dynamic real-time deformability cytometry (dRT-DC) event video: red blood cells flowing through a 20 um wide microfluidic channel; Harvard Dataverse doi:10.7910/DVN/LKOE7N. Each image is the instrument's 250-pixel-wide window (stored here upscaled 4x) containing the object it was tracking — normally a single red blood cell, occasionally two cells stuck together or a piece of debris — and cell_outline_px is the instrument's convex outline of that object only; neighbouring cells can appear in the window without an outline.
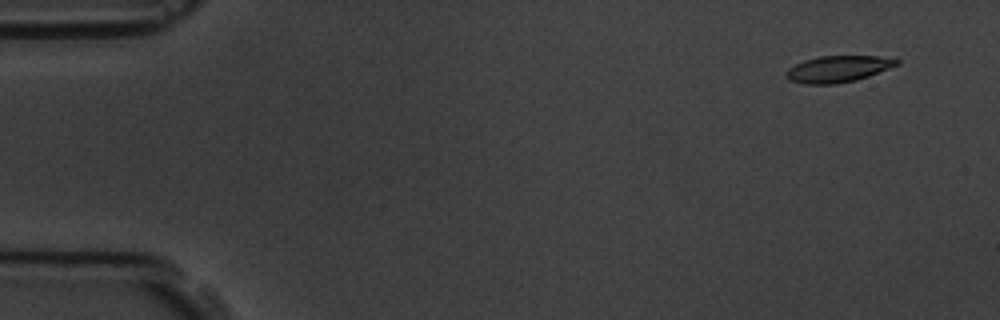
{"species": "common noctule bat (a hibernating species)", "species_latin": "Nyctalus noctula", "temperature_condition": "room temperature", "stored_images_in_passage": 5, "camera_frame_rate_fps": 3000, "um_per_image_px": 0.085, "animal": {"sex": "male", "body_mass_g": 19.5, "forearm_length_mm": 54.6}, "frame": {"image": 1, "passage_image": 1, "time_ms": 0.0, "image_size_px": [1000, 320], "cell_outline_px": [[900, 64], [868, 76], [856, 80], [836, 84], [804, 84], [788, 80], [784, 76], [784, 72], [788, 68], [804, 60], [820, 56], [896, 56], [900, 60]], "centroid_in_image_um": [71.26, 5.85], "position_along_channel_um": 13.7, "area_um2": 17.4}}
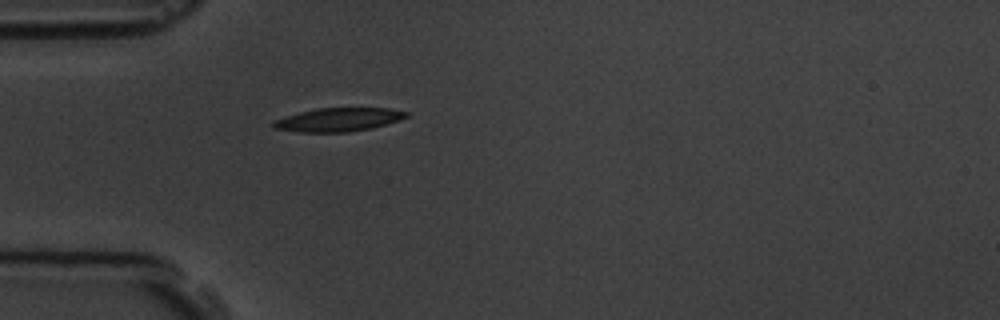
{"frame": {"image": 2, "passage_image": 5, "time_ms": 4.333, "image_size_px": [1000, 320], "cell_outline_px": [[408, 116], [372, 128], [348, 132], [300, 132], [272, 128], [272, 120], [284, 116], [316, 108], [388, 108], [408, 112]], "centroid_in_image_um": [28.69, 10.17], "position_along_channel_um": 56.3, "area_um2": 18.15}}